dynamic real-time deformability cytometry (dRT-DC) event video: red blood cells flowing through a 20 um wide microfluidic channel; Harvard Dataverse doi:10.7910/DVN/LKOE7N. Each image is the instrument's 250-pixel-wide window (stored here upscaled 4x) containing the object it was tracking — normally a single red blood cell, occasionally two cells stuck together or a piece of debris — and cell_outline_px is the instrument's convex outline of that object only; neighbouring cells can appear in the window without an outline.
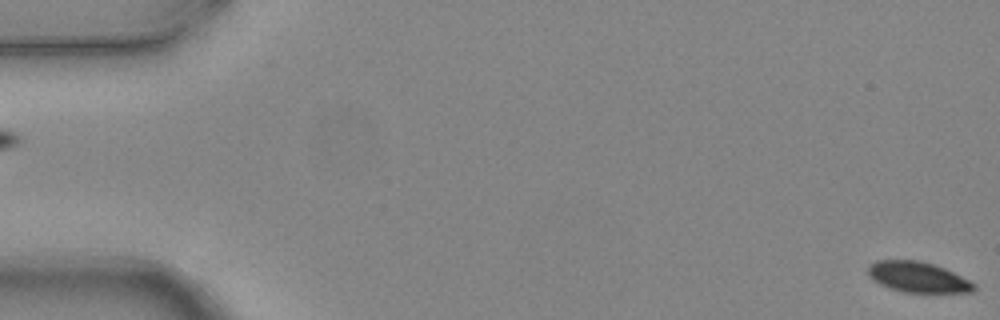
{"species": "common noctule bat (a hibernating species)", "species_latin": "Nyctalus noctula", "temperature_condition": "warm", "stored_images_in_passage": 6, "segment_of_instrument_passage": [2, 2], "camera_frame_rate_fps": 3000, "um_per_image_px": 0.085, "animal": {"sex": "female", "body_mass_g": 24.6, "forearm_length_mm": 56.2}, "frame": {"image": 1, "passage_image": 6, "time_ms": 1.667, "image_size_px": [1000, 320], "cell_outline_px": [[976, 288], [972, 292], [904, 292], [880, 284], [868, 276], [868, 268], [876, 260], [920, 260], [944, 268], [976, 284]], "centroid_in_image_um": [78.02, 23.55], "position_along_channel_um": 7.0, "area_um2": 18.55}}